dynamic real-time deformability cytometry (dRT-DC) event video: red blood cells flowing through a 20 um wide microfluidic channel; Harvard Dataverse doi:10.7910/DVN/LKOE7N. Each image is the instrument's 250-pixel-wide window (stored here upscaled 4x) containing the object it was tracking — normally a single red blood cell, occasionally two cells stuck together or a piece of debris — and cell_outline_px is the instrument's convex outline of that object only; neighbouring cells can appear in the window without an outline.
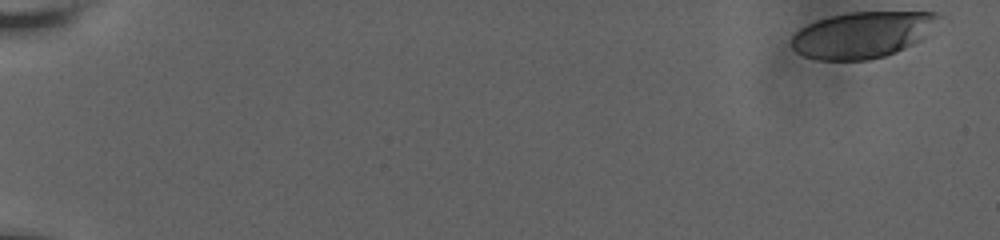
{"species": "human", "species_latin": "Homo sapiens", "temperature_condition": "room temperature", "stored_images_in_passage": 45, "camera_frame_rate_fps": 3000, "um_per_image_px": 0.085, "donor": {"sex": "male"}, "frame": {"image": 1, "passage_image": 1, "time_ms": 0.0, "image_size_px": [1000, 240], "cell_outline_px": [[940, 16], [920, 40], [896, 52], [884, 56], [868, 60], [820, 60], [804, 56], [796, 52], [792, 48], [792, 36], [800, 28], [816, 20], [832, 16], [852, 12], [936, 12]], "centroid_in_image_um": [73.24, 2.96], "position_along_channel_um": 11.8, "area_um2": 39.07}}
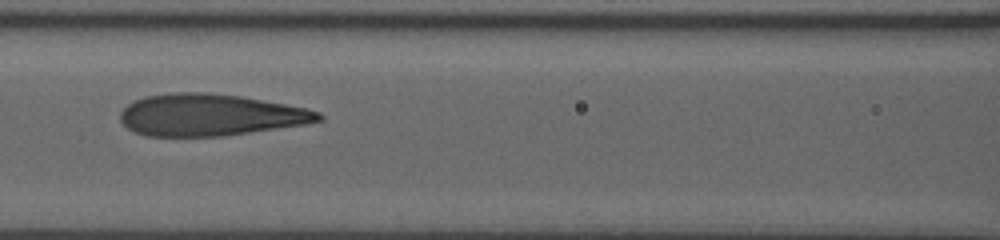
{"frame": {"image": 2, "passage_image": 25, "time_ms": 9.333, "image_size_px": [1000, 240], "cell_outline_px": [[324, 116], [320, 120], [304, 124], [224, 136], [144, 136], [132, 132], [120, 120], [120, 112], [132, 100], [144, 96], [168, 92], [208, 92], [240, 96], [284, 104], [304, 108], [320, 112]], "centroid_in_image_um": [17.78, 9.76], "position_along_channel_um": 148.8, "area_um2": 48.38}}
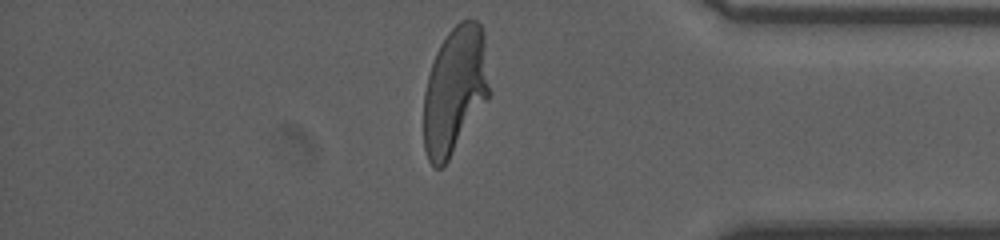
{"frame": {"image": 3, "passage_image": 44, "time_ms": 16.667, "image_size_px": [1000, 240], "cell_outline_px": [[488, 96], [448, 160], [440, 168], [432, 168], [428, 160], [424, 148], [424, 92], [428, 76], [436, 52], [440, 44], [448, 32], [460, 20], [476, 20], [480, 24], [484, 32], [488, 84]], "centroid_in_image_um": [38.63, 7.66], "position_along_channel_um": 396.6, "area_um2": 47.97}, "authors_computed_cell_mechanics": {"area_um2": 48.0318, "velocity_mm_per_s": 3.6346, "shape_relaxation_time_tau1_ms": 4.6689, "shape_relaxation_time_tau2_ms": 0.7523, "deformation_change_tau1": 0.246, "deformation_change_tau2": 0.0899}}